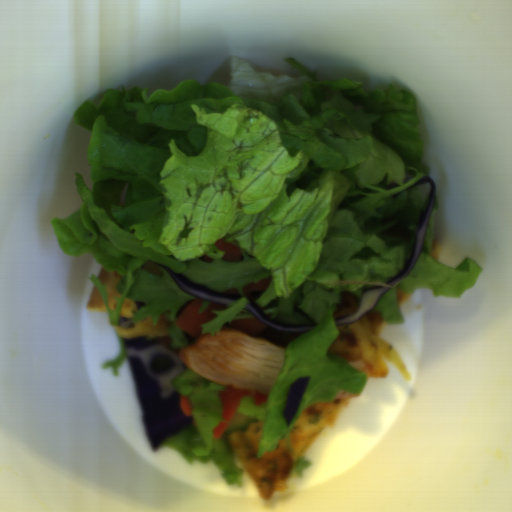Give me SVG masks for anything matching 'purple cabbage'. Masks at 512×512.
Wrapping results in <instances>:
<instances>
[{"mask_svg":"<svg viewBox=\"0 0 512 512\" xmlns=\"http://www.w3.org/2000/svg\"><path fill=\"white\" fill-rule=\"evenodd\" d=\"M310 377L296 378L289 386L282 416L290 426L299 406L303 399Z\"/></svg>","mask_w":512,"mask_h":512,"instance_id":"8b30caba","label":"purple cabbage"},{"mask_svg":"<svg viewBox=\"0 0 512 512\" xmlns=\"http://www.w3.org/2000/svg\"><path fill=\"white\" fill-rule=\"evenodd\" d=\"M184 336H185L189 346L192 345V344H195L197 339L194 338L192 335H190L189 333L184 331Z\"/></svg>","mask_w":512,"mask_h":512,"instance_id":"9cd0cae8","label":"purple cabbage"},{"mask_svg":"<svg viewBox=\"0 0 512 512\" xmlns=\"http://www.w3.org/2000/svg\"><path fill=\"white\" fill-rule=\"evenodd\" d=\"M390 287L387 286H372L364 289L363 295L359 304V307L356 311V313L333 319L336 326L342 325V324H351L353 322L358 321L365 315H367L371 310H373L376 305L379 303V301L382 299V297L385 295V293L390 290Z\"/></svg>","mask_w":512,"mask_h":512,"instance_id":"9ea6ddef","label":"purple cabbage"},{"mask_svg":"<svg viewBox=\"0 0 512 512\" xmlns=\"http://www.w3.org/2000/svg\"><path fill=\"white\" fill-rule=\"evenodd\" d=\"M422 184H429L431 187V193H430V198L420 216L419 232L416 237L414 249L412 251V254H411L410 259H409L408 263L406 264V266L402 269V271L399 274H397L392 279L387 281L385 283L387 285L394 286L395 284L400 282L402 279H404L415 267L420 255H421L426 231H427V228H428V225H429V222H430L433 210H434V206L436 203V199H437V185H436L434 179L431 178L430 176L423 175L418 178V180L414 183L413 186H418V185H422Z\"/></svg>","mask_w":512,"mask_h":512,"instance_id":"f65ffa83","label":"purple cabbage"},{"mask_svg":"<svg viewBox=\"0 0 512 512\" xmlns=\"http://www.w3.org/2000/svg\"><path fill=\"white\" fill-rule=\"evenodd\" d=\"M159 267L171 277L178 288H180L186 294L195 296L196 299L200 298L210 303H217L226 306L242 298L240 294H225L224 292H214L205 287L192 284L184 274L176 273L166 266L159 265Z\"/></svg>","mask_w":512,"mask_h":512,"instance_id":"39781b68","label":"purple cabbage"},{"mask_svg":"<svg viewBox=\"0 0 512 512\" xmlns=\"http://www.w3.org/2000/svg\"><path fill=\"white\" fill-rule=\"evenodd\" d=\"M134 380L140 415L152 451L177 436L193 421L180 409L181 395L171 382L185 370L180 356L158 337L141 336L122 340Z\"/></svg>","mask_w":512,"mask_h":512,"instance_id":"c1f60e8f","label":"purple cabbage"},{"mask_svg":"<svg viewBox=\"0 0 512 512\" xmlns=\"http://www.w3.org/2000/svg\"><path fill=\"white\" fill-rule=\"evenodd\" d=\"M134 303L136 305V309L137 310H140L141 307H146L147 306L144 301L135 300Z\"/></svg>","mask_w":512,"mask_h":512,"instance_id":"38c2f254","label":"purple cabbage"},{"mask_svg":"<svg viewBox=\"0 0 512 512\" xmlns=\"http://www.w3.org/2000/svg\"><path fill=\"white\" fill-rule=\"evenodd\" d=\"M265 291L266 290H253L250 291L248 295H246L248 299L246 305L247 310L253 317L266 325L265 329L254 338L264 339L266 341L282 346L285 349L295 338L318 325L317 320L312 318L298 307H293V311L309 320L312 325H291L268 320L256 304V300L261 297Z\"/></svg>","mask_w":512,"mask_h":512,"instance_id":"ea28d5fd","label":"purple cabbage"},{"mask_svg":"<svg viewBox=\"0 0 512 512\" xmlns=\"http://www.w3.org/2000/svg\"><path fill=\"white\" fill-rule=\"evenodd\" d=\"M195 300V299H194ZM194 300H187L186 302H184L183 304L180 305L177 313H176V316H177V319L181 316V314L186 310V308L194 301Z\"/></svg>","mask_w":512,"mask_h":512,"instance_id":"06f8d472","label":"purple cabbage"}]
</instances>
